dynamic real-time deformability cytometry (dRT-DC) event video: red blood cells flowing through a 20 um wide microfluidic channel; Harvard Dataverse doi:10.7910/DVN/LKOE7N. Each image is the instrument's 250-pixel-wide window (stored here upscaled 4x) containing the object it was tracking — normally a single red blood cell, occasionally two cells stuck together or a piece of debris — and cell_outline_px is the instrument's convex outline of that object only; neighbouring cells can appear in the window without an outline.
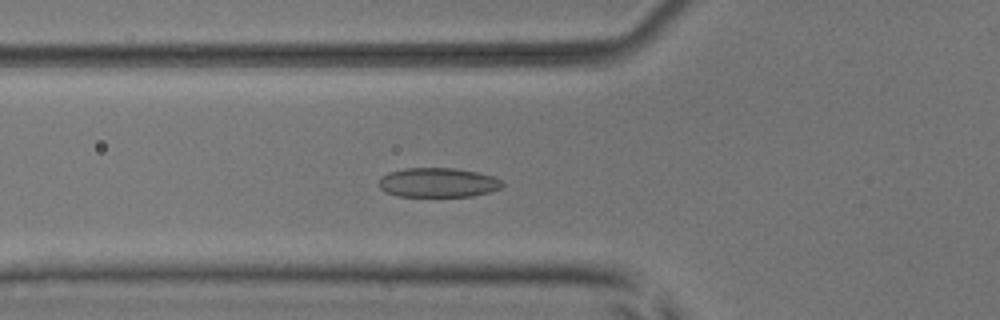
{"species": "common noctule bat (a hibernating species)", "species_latin": "Nyctalus noctula", "temperature_condition": "room temperature", "stored_images_in_passage": 53, "camera_frame_rate_fps": 3000, "um_per_image_px": 0.085, "animal": {"sex": "male", "body_mass_g": 17.9, "forearm_length_mm": 54.2}, "frame": {"image": 1, "passage_image": 19, "time_ms": 6.0, "image_size_px": [1000, 320], "cell_outline_px": [[504, 184], [500, 188], [488, 192], [472, 196], [396, 196], [380, 188], [376, 184], [380, 176], [388, 172], [404, 168], [452, 168], [476, 172], [492, 176], [504, 180]], "centroid_in_image_um": [37.19, 15.51], "position_along_channel_um": 88.6, "area_um2": 21.27}}
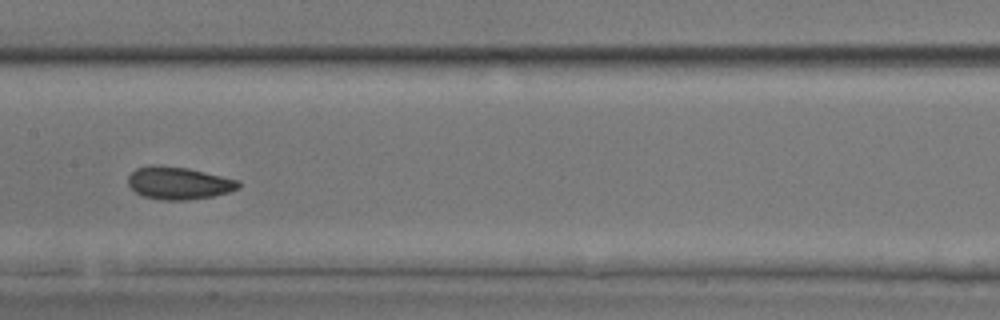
{"frame": {"image": 2, "passage_image": 27, "time_ms": 8.667, "image_size_px": [1000, 320], "cell_outline_px": [[240, 188], [228, 192], [212, 196], [188, 200], [160, 200], [144, 196], [136, 192], [128, 184], [128, 176], [136, 168], [152, 164], [188, 168], [240, 180]], "centroid_in_image_um": [15.19, 15.55], "position_along_channel_um": 192.2, "area_um2": 20.98}}
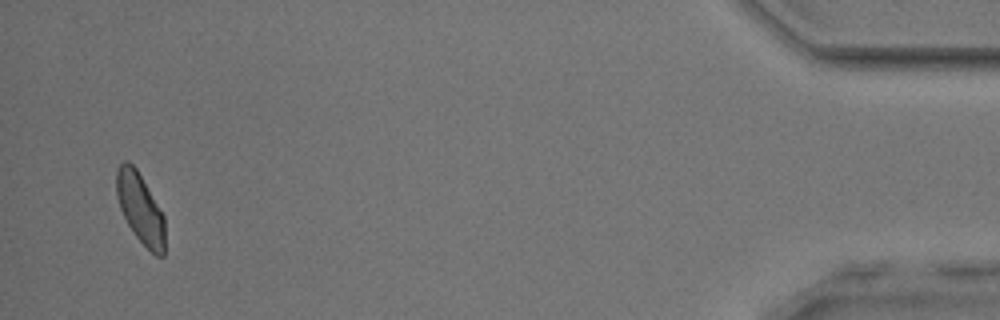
{"frame": {"image": 3, "passage_image": 51, "time_ms": 16.667, "image_size_px": [1000, 320], "cell_outline_px": [[164, 256], [156, 256], [136, 236], [128, 224], [120, 208], [116, 192], [116, 168], [124, 160], [128, 160], [136, 168], [164, 216]], "centroid_in_image_um": [11.9, 17.68], "position_along_channel_um": 423.3, "area_um2": 19.48}, "authors_computed_cell_mechanics": {"area_um2": 20.9236, "velocity_mm_per_s": 3.8859, "shape_relaxation_time_tau1_ms": 5.3603, "shape_relaxation_time_tau2_ms": 1.7406, "deformation_change_tau1": 0.1251, "deformation_change_tau2": 0.065}}